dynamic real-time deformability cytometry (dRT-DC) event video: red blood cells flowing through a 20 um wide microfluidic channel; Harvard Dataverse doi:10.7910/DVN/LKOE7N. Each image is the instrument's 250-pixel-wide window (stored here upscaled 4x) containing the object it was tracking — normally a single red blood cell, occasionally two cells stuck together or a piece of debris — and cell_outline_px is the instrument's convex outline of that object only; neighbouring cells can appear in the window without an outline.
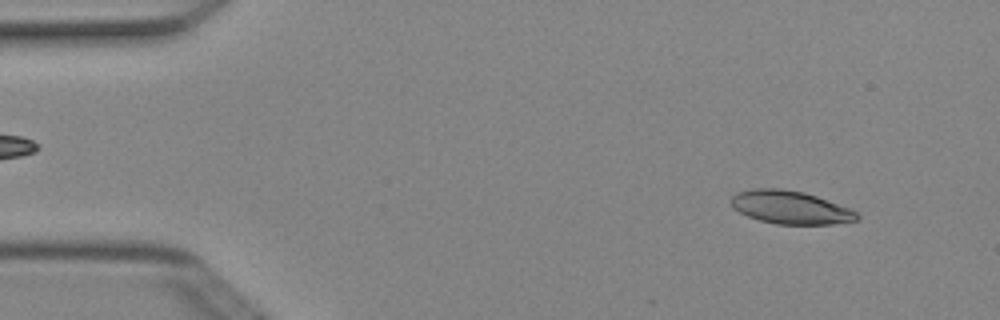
{"species": "Egyptian fruit bat (a non-hibernating species)", "species_latin": "Rousettus aegyptiacus", "temperature_condition": "cold", "stored_images_in_passage": 5, "camera_frame_rate_fps": 3000, "um_per_image_px": 0.085, "animal": {"sex": "female"}, "frame": {"image": 1, "passage_image": 1, "time_ms": 0.0, "image_size_px": [1000, 320], "cell_outline_px": [[860, 216], [856, 220], [832, 224], [776, 224], [760, 220], [748, 216], [732, 208], [728, 200], [736, 192], [752, 188], [780, 188], [804, 192], [816, 196], [848, 208], [856, 212]], "centroid_in_image_um": [67.11, 17.61], "position_along_channel_um": 17.9, "area_um2": 24.28}}
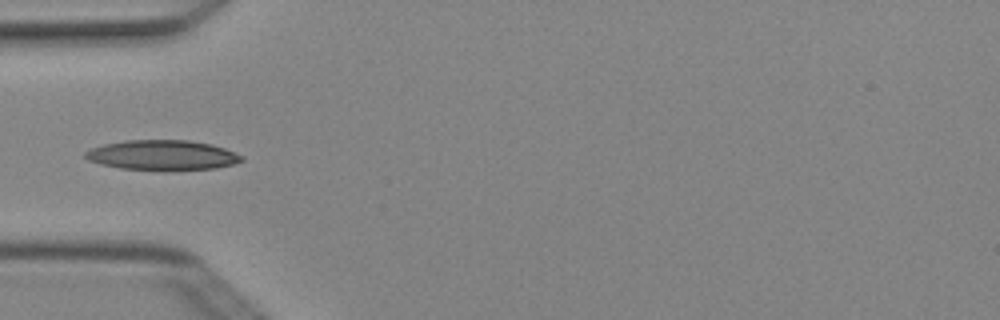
{"frame": {"image": 2, "passage_image": 4, "time_ms": 1.0, "image_size_px": [1000, 320], "cell_outline_px": [[244, 160], [232, 164], [216, 168], [164, 172], [120, 168], [100, 164], [88, 160], [84, 156], [84, 152], [92, 148], [104, 144], [124, 140], [188, 140], [212, 144], [224, 148], [244, 156]], "centroid_in_image_um": [13.8, 13.21], "position_along_channel_um": 71.2, "area_um2": 27.92}}
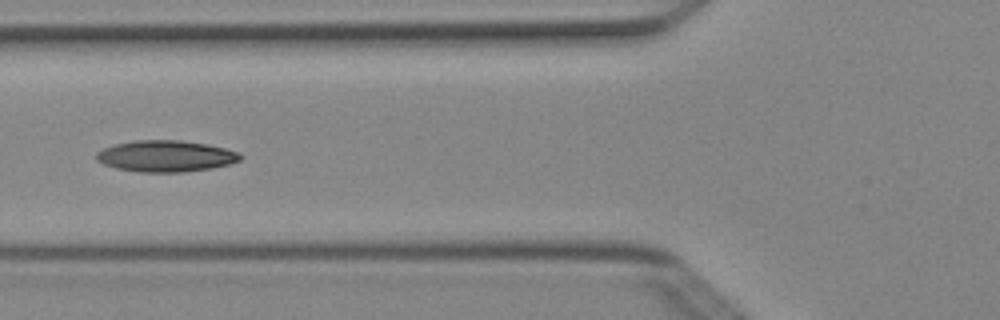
{"frame": {"image": 3, "passage_image": 5, "time_ms": 1.333, "image_size_px": [1000, 320], "cell_outline_px": [[244, 156], [240, 160], [232, 164], [212, 168], [184, 172], [140, 172], [116, 168], [104, 164], [96, 160], [96, 152], [112, 144], [136, 140], [180, 140], [208, 144], [240, 152]], "centroid_in_image_um": [14.12, 13.27], "position_along_channel_um": 111.7, "area_um2": 26.59}}